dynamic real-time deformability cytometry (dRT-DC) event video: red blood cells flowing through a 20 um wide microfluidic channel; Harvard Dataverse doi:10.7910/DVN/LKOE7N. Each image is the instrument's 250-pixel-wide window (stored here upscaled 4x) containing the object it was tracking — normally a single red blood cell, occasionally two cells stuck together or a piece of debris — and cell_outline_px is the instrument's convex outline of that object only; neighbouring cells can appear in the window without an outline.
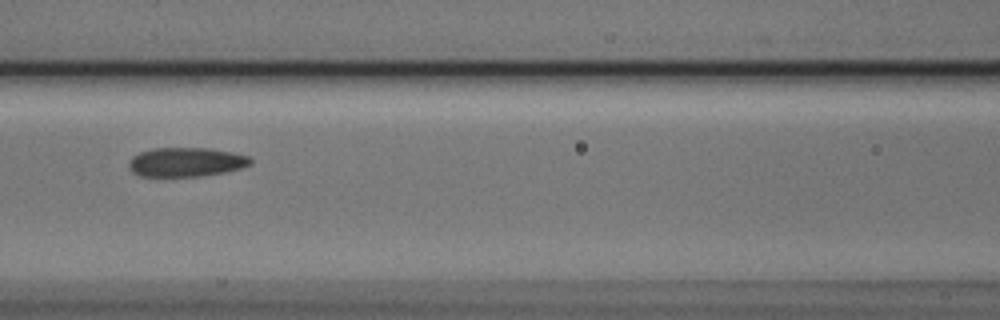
{"species": "Egyptian fruit bat (a non-hibernating species)", "species_latin": "Rousettus aegyptiacus", "temperature_condition": "cold", "stored_images_in_passage": 7, "camera_frame_rate_fps": 3000, "um_per_image_px": 0.085, "animal": {"sex": "male"}, "frame": {"image": 1, "passage_image": 6, "time_ms": 1.667, "image_size_px": [1000, 320], "cell_outline_px": [[252, 164], [240, 168], [224, 172], [200, 176], [140, 176], [132, 172], [128, 168], [128, 160], [132, 156], [140, 152], [152, 148], [208, 148], [232, 152], [248, 156], [252, 160]], "centroid_in_image_um": [15.78, 13.77], "position_along_channel_um": 150.8, "area_um2": 20.75}}
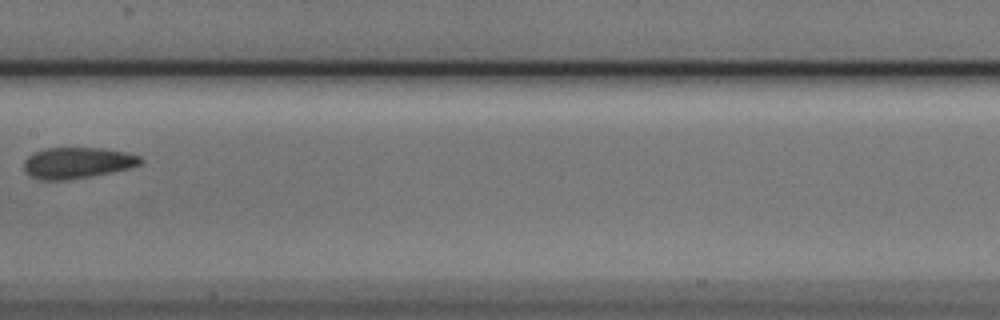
{"frame": {"image": 2, "passage_image": 7, "time_ms": 2.0, "image_size_px": [1000, 320], "cell_outline_px": [[144, 160], [140, 164], [128, 168], [112, 172], [64, 180], [40, 180], [32, 176], [24, 168], [24, 160], [32, 152], [44, 148], [100, 148], [124, 152], [140, 156]], "centroid_in_image_um": [6.55, 13.83], "position_along_channel_um": 200.9, "area_um2": 20.92}}